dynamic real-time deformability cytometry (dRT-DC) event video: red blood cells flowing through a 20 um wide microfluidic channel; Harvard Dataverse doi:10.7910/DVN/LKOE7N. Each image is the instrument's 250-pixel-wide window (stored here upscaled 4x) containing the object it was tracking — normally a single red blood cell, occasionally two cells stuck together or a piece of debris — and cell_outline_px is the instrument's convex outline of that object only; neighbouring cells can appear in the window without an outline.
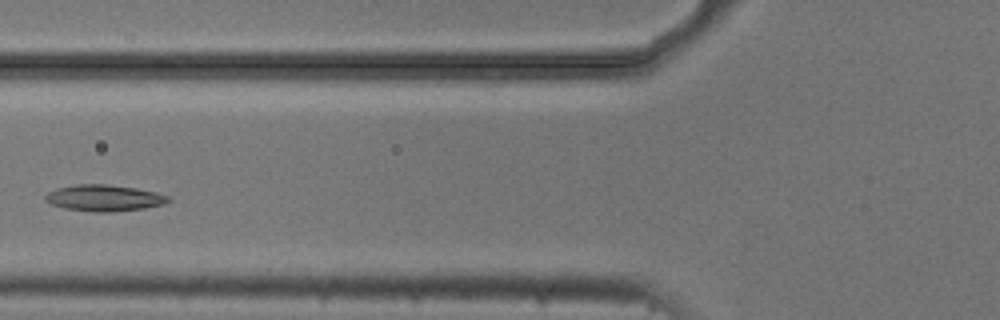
{"species": "common noctule bat (a hibernating species)", "species_latin": "Nyctalus noctula", "temperature_condition": "cold", "stored_images_in_passage": 6, "camera_frame_rate_fps": 3000, "um_per_image_px": 0.085, "animal": {"sex": "male", "body_mass_g": 20.5, "forearm_length_mm": 52.5}, "frame": {"image": 1, "passage_image": 5, "time_ms": 1.333, "image_size_px": [1000, 320], "cell_outline_px": [[172, 200], [164, 204], [144, 208], [112, 212], [92, 212], [64, 208], [52, 204], [44, 200], [44, 196], [48, 192], [56, 188], [76, 184], [104, 184], [136, 188], [156, 192], [168, 196]], "centroid_in_image_um": [8.84, 16.83], "position_along_channel_um": 117.0, "area_um2": 18.96}}
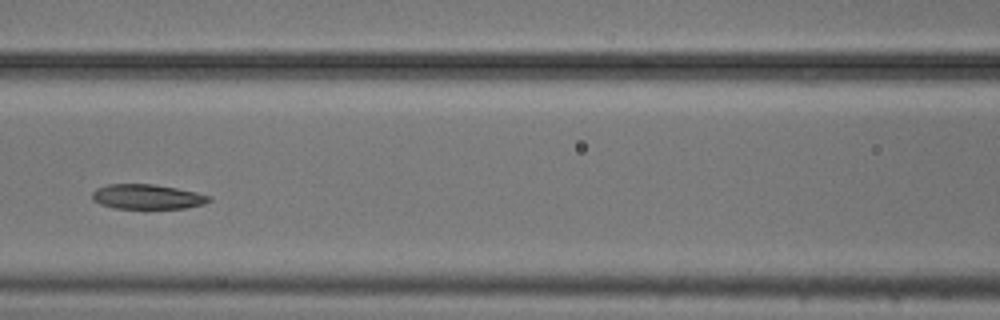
{"frame": {"image": 2, "passage_image": 6, "time_ms": 1.667, "image_size_px": [1000, 320], "cell_outline_px": [[212, 200], [204, 204], [184, 208], [112, 208], [100, 204], [92, 200], [92, 192], [96, 188], [108, 184], [152, 184], [176, 188], [196, 192], [212, 196]], "centroid_in_image_um": [12.51, 16.72], "position_along_channel_um": 154.1, "area_um2": 16.94}}